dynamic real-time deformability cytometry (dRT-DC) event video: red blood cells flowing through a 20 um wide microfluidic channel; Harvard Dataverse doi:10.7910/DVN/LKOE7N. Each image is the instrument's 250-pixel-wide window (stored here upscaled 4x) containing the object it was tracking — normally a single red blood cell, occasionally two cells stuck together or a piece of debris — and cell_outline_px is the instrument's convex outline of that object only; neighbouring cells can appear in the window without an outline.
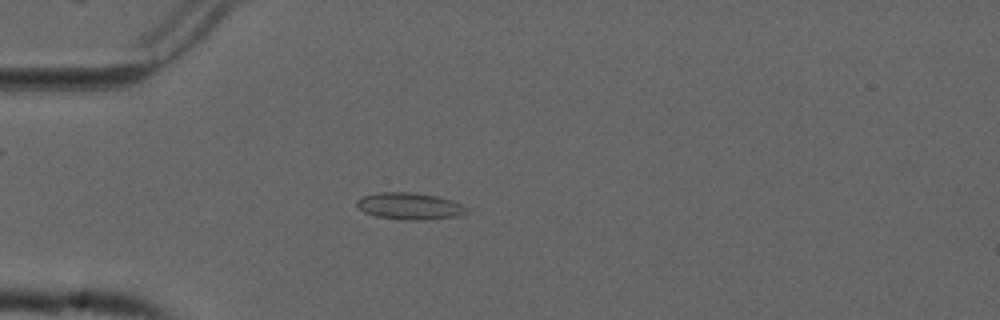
{"species": "common noctule bat (a hibernating species)", "species_latin": "Nyctalus noctula", "temperature_condition": "cold", "stored_images_in_passage": 47, "camera_frame_rate_fps": 3000, "um_per_image_px": 0.085, "animal": {"sex": "male", "forearm_length_mm": 52.5}, "frame": {"image": 1, "passage_image": 8, "time_ms": 2.333, "image_size_px": [1000, 320], "cell_outline_px": [[468, 208], [464, 212], [456, 216], [428, 220], [404, 220], [376, 216], [364, 212], [356, 204], [356, 200], [364, 196], [376, 192], [412, 192], [436, 196], [452, 200]], "centroid_in_image_um": [34.78, 17.52], "position_along_channel_um": 50.2, "area_um2": 17.05}}
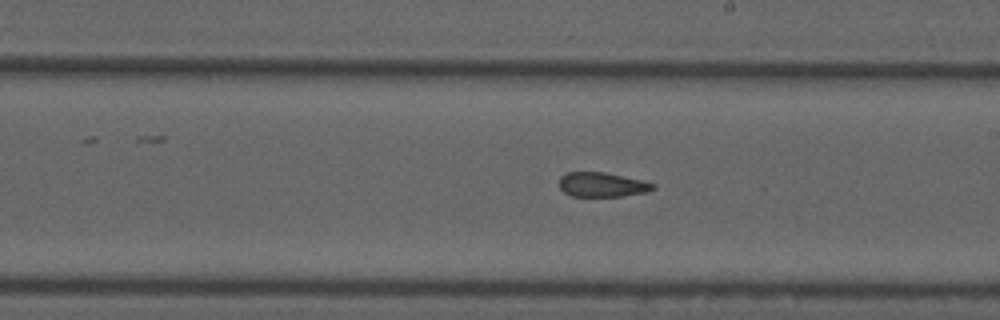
{"frame": {"image": 2, "passage_image": 24, "time_ms": 7.667, "image_size_px": [1000, 320], "cell_outline_px": [[656, 188], [648, 192], [620, 196], [572, 196], [564, 192], [560, 188], [560, 176], [568, 172], [604, 172], [640, 180], [656, 184]], "centroid_in_image_um": [51.18, 15.7], "position_along_channel_um": 237.8, "area_um2": 13.29}}
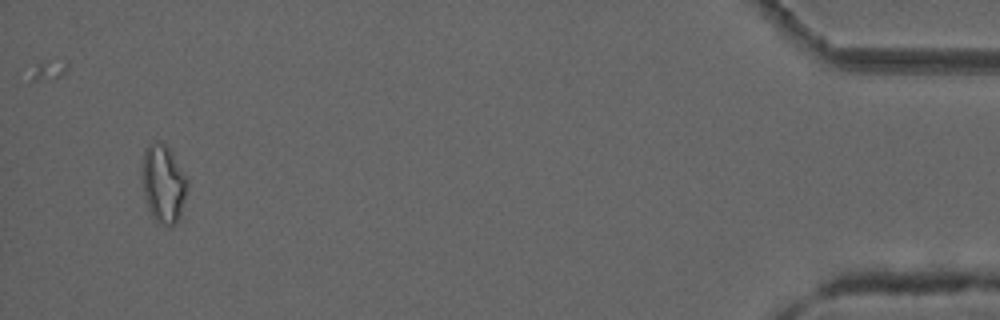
{"frame": {"image": 3, "passage_image": 45, "time_ms": 14.667, "image_size_px": [1000, 320], "cell_outline_px": [[188, 188], [180, 216], [172, 228], [160, 224], [152, 216], [148, 208], [144, 196], [140, 176], [144, 152], [148, 144], [160, 140], [172, 152], [188, 180]], "centroid_in_image_um": [13.87, 15.63], "position_along_channel_um": 421.3, "area_um2": 20.98}, "authors_computed_cell_mechanics": {"area_um2": 15.2014, "velocity_mm_per_s": 3.753, "shape_relaxation_time_tau1_ms": null, "shape_relaxation_time_tau2_ms": 3.3057, "deformation_change_tau1": null, "deformation_change_tau2": 0.1087}}